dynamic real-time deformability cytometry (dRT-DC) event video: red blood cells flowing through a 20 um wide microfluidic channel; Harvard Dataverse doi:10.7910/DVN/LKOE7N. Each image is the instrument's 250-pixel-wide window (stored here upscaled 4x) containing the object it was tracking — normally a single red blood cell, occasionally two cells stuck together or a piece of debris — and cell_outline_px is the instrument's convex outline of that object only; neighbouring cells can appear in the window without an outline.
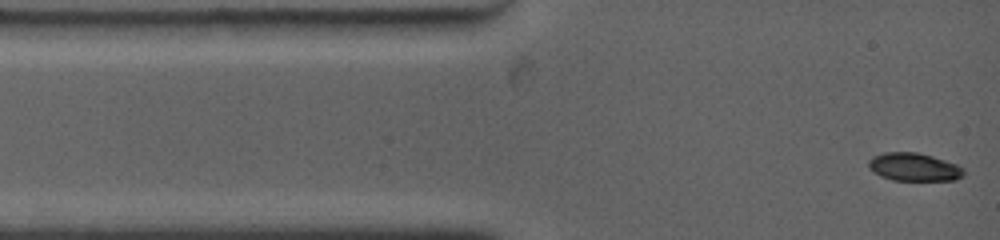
{"species": "common noctule bat (a hibernating species)", "species_latin": "Nyctalus noctula", "temperature_condition": "warm", "stored_images_in_passage": 21, "camera_frame_rate_fps": 4500, "um_per_image_px": 0.085, "animal": {"sex": "female", "body_mass_g": 19.0, "forearm_length_mm": 53.3}, "frame": {"image": 1, "passage_image": 1, "time_ms": 0.0, "image_size_px": [1000, 240], "cell_outline_px": [[964, 176], [956, 180], [892, 180], [880, 176], [868, 168], [868, 160], [884, 152], [916, 152], [932, 156], [956, 164], [964, 168]], "centroid_in_image_um": [77.7, 14.2], "position_along_channel_um": 7.3, "area_um2": 15.55}}
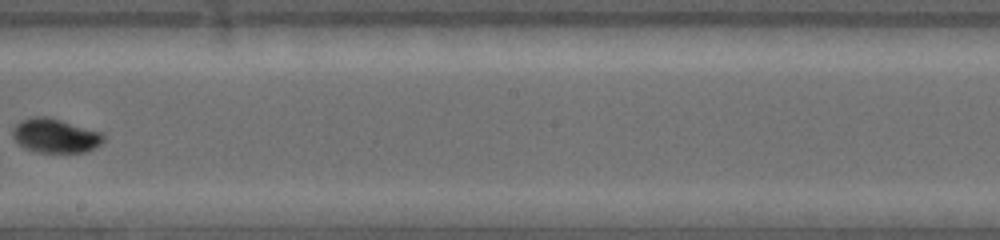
{"frame": {"image": 2, "passage_image": 12, "time_ms": 7.333, "image_size_px": [1000, 240], "cell_outline_px": [[104, 140], [100, 144], [84, 152], [36, 152], [24, 148], [12, 136], [12, 128], [20, 120], [36, 116], [44, 116], [60, 120], [100, 132], [104, 136]], "centroid_in_image_um": [4.65, 11.53], "position_along_channel_um": 243.6, "area_um2": 17.8}}
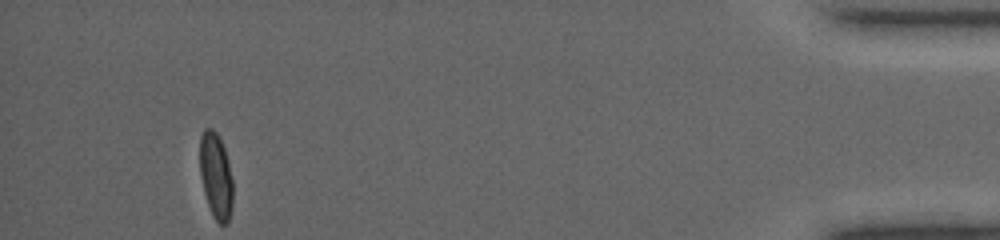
{"frame": {"image": 3, "passage_image": 21, "time_ms": 14.444, "image_size_px": [1000, 240], "cell_outline_px": [[232, 208], [228, 224], [220, 224], [212, 216], [204, 192], [200, 176], [200, 136], [204, 128], [212, 128], [216, 132], [224, 148], [228, 160], [232, 180]], "centroid_in_image_um": [18.34, 14.96], "position_along_channel_um": 416.9, "area_um2": 16.59}, "authors_computed_cell_mechanics": {"area_um2": 17.1088, "velocity_mm_per_s": 3.8195, "shape_relaxation_time_tau1_ms": 3.8294, "shape_relaxation_time_tau2_ms": null, "deformation_change_tau1": 0.1338, "deformation_change_tau2": null}}